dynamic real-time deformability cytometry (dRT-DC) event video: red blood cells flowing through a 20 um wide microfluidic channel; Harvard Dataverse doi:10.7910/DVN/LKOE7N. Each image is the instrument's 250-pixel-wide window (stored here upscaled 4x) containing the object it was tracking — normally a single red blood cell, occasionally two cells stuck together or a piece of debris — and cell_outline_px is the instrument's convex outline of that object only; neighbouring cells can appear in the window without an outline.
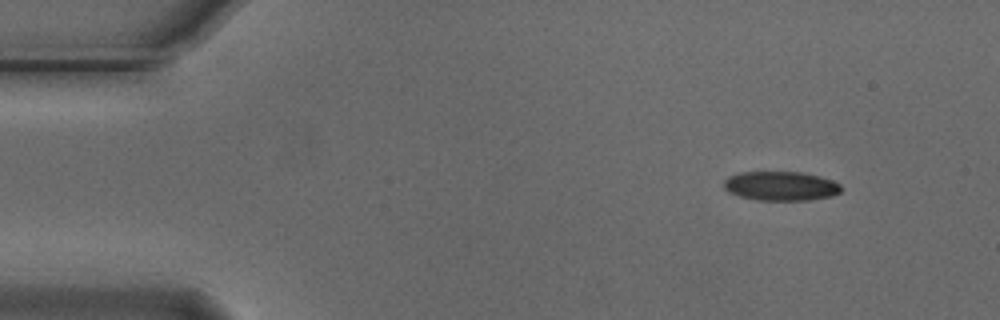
{"species": "Egyptian fruit bat (a non-hibernating species)", "species_latin": "Rousettus aegyptiacus", "temperature_condition": "cold", "stored_images_in_passage": 50, "camera_frame_rate_fps": 3000, "um_per_image_px": 0.085, "animal": {"sex": "male"}, "frame": {"image": 1, "passage_image": 1, "time_ms": 0.0, "image_size_px": [1000, 320], "cell_outline_px": [[840, 192], [832, 196], [808, 200], [756, 200], [740, 196], [728, 192], [724, 188], [724, 180], [728, 176], [740, 172], [800, 172], [820, 176], [832, 180], [840, 184]], "centroid_in_image_um": [66.35, 15.81], "position_along_channel_um": 18.7, "area_um2": 20.0}}
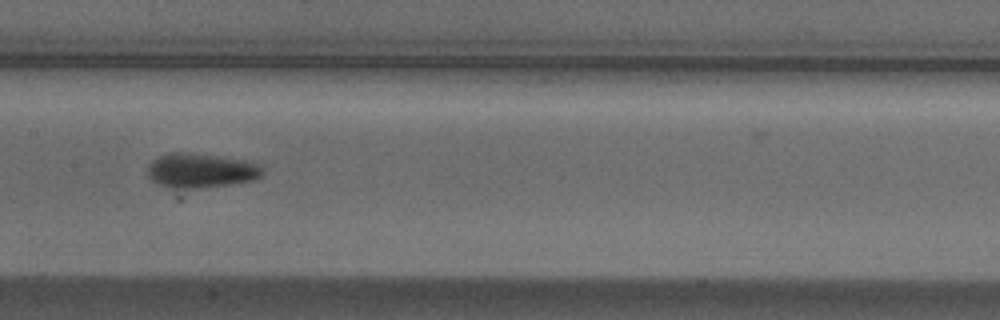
{"frame": {"image": 2, "passage_image": 22, "time_ms": 7.0, "image_size_px": [1000, 320], "cell_outline_px": [[264, 172], [256, 180], [232, 184], [200, 188], [168, 188], [152, 180], [148, 176], [148, 164], [152, 160], [168, 152], [184, 152], [216, 156], [244, 160], [260, 164], [264, 168]], "centroid_in_image_um": [17.09, 14.5], "position_along_channel_um": 190.3, "area_um2": 23.24}}
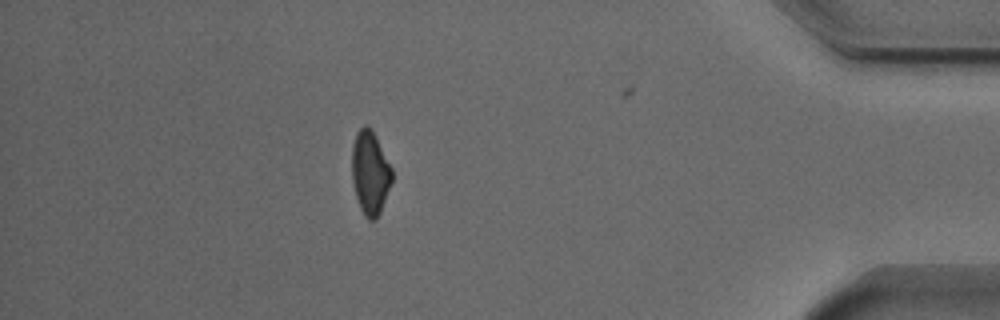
{"frame": {"image": 3, "passage_image": 43, "time_ms": 14.0, "image_size_px": [1000, 320], "cell_outline_px": [[392, 180], [380, 212], [376, 220], [368, 220], [364, 216], [360, 208], [356, 196], [352, 180], [352, 148], [356, 132], [364, 124], [372, 128], [392, 168]], "centroid_in_image_um": [31.45, 14.67], "position_along_channel_um": 403.7, "area_um2": 19.54}, "authors_computed_cell_mechanics": {"area_um2": 20.9236, "velocity_mm_per_s": 3.7393, "shape_relaxation_time_tau1_ms": 3.3465, "shape_relaxation_time_tau2_ms": null, "deformation_change_tau1": 0.0975, "deformation_change_tau2": null}}